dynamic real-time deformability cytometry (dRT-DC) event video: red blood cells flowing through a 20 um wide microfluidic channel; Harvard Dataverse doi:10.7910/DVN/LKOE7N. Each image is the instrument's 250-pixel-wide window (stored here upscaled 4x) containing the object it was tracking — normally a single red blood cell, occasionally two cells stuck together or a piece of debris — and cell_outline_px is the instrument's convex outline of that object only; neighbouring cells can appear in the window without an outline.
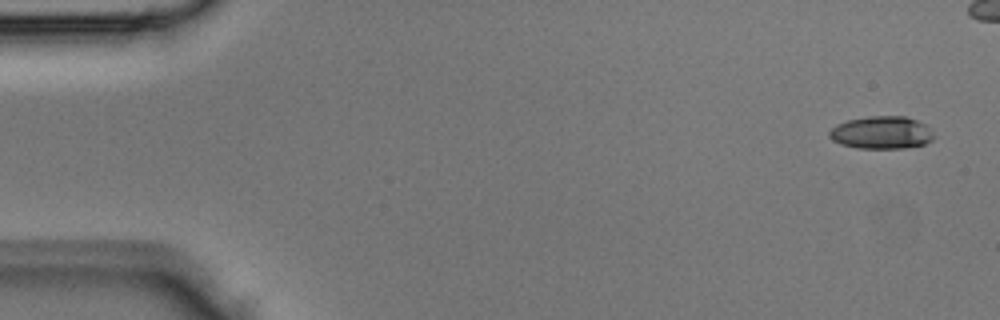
{"species": "Egyptian fruit bat (a non-hibernating species)", "species_latin": "Rousettus aegyptiacus", "temperature_condition": "room temperature", "stored_images_in_passage": 4, "segment_of_instrument_passage": [2, 2], "camera_frame_rate_fps": 3000, "um_per_image_px": 0.085, "animal": {"sex": "male"}, "frame": {"image": 1, "passage_image": 4, "time_ms": 1.0, "image_size_px": [1000, 320], "cell_outline_px": [[936, 136], [932, 140], [924, 144], [904, 148], [856, 148], [840, 144], [832, 140], [828, 136], [828, 132], [836, 124], [848, 120], [868, 116], [904, 116], [928, 124]], "centroid_in_image_um": [74.95, 11.27], "position_along_channel_um": 10.1, "area_um2": 20.17}}